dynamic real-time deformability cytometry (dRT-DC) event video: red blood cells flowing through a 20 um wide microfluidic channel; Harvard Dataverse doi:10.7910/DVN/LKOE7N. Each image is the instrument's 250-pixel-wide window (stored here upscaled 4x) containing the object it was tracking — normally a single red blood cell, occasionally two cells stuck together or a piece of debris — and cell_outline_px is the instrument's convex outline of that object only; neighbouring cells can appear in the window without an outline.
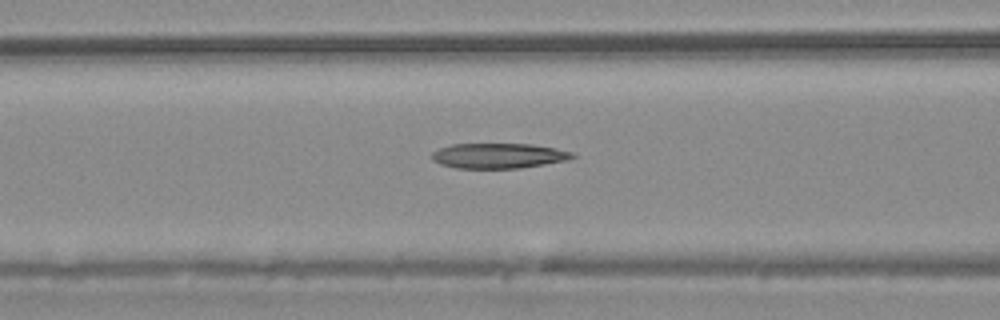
{"species": "common noctule bat (a hibernating species)", "species_latin": "Nyctalus noctula", "temperature_condition": "warm", "stored_images_in_passage": 43, "camera_frame_rate_fps": 3000, "um_per_image_px": 0.085, "animal": {"sex": "male", "body_mass_g": 20.4}, "frame": {"image": 1, "passage_image": 11, "time_ms": 3.333, "image_size_px": [1000, 320], "cell_outline_px": [[576, 156], [568, 160], [520, 168], [456, 168], [440, 164], [432, 160], [432, 152], [440, 148], [452, 144], [532, 144], [556, 148], [572, 152]], "centroid_in_image_um": [42.38, 13.24], "position_along_channel_um": 124.2, "area_um2": 20.58}}
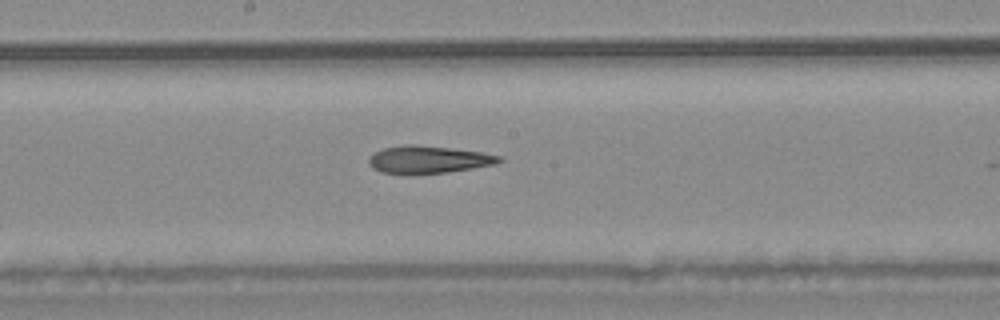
{"frame": {"image": 2, "passage_image": 18, "time_ms": 5.667, "image_size_px": [1000, 320], "cell_outline_px": [[504, 160], [496, 164], [448, 172], [380, 172], [372, 168], [368, 164], [368, 160], [376, 152], [384, 148], [408, 144], [448, 148], [484, 152], [504, 156]], "centroid_in_image_um": [36.5, 13.54], "position_along_channel_um": 211.7, "area_um2": 20.29}}
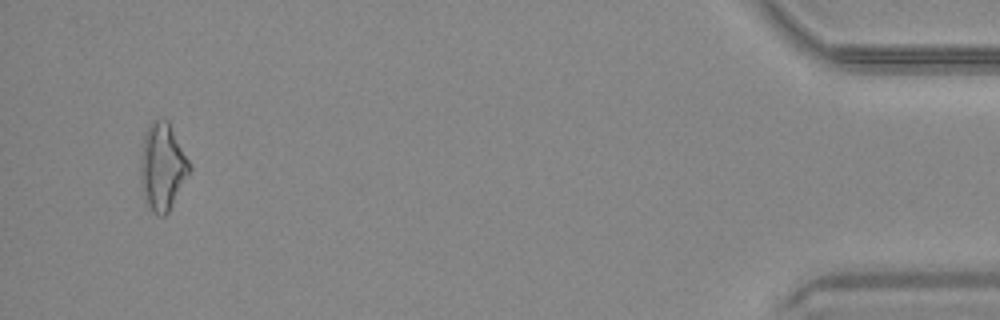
{"frame": {"image": 3, "passage_image": 41, "time_ms": 13.333, "image_size_px": [1000, 320], "cell_outline_px": [[192, 168], [168, 212], [164, 216], [160, 216], [148, 208], [140, 180], [140, 164], [144, 132], [148, 124], [152, 120], [168, 120]], "centroid_in_image_um": [13.79, 14.16], "position_along_channel_um": 421.4, "area_um2": 24.62}, "authors_computed_cell_mechanics": {"area_um2": 21.5016, "velocity_mm_per_s": 3.7548, "shape_relaxation_time_tau1_ms": null, "shape_relaxation_time_tau2_ms": 6.3143, "deformation_change_tau1": null, "deformation_change_tau2": 0.207}}